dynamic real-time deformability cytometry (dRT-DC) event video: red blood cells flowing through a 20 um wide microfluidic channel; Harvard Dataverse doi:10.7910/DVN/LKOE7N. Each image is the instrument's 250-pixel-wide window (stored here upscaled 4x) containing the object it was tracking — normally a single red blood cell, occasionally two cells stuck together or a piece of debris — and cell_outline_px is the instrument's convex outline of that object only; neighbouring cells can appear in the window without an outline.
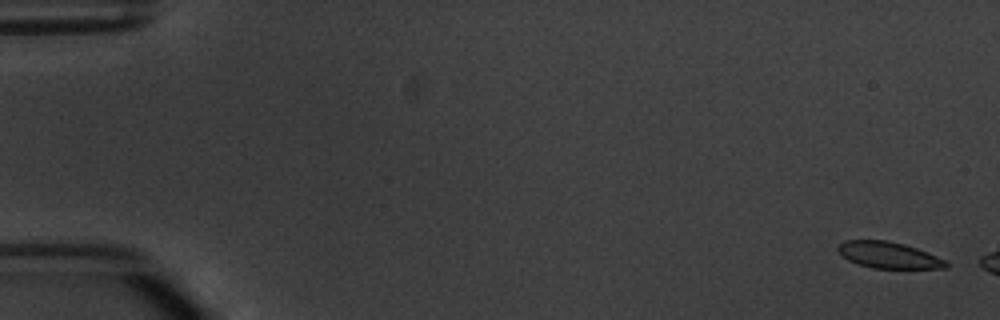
{"species": "common noctule bat (a hibernating species)", "species_latin": "Nyctalus noctula", "temperature_condition": "warm", "stored_images_in_passage": 4, "camera_frame_rate_fps": 3000, "um_per_image_px": 0.085, "animal": {"sex": "male", "body_mass_g": 20.1, "forearm_length_mm": 53.5}, "frame": {"image": 1, "passage_image": 1, "time_ms": 0.0, "image_size_px": [1000, 320], "cell_outline_px": [[948, 268], [872, 268], [848, 260], [836, 248], [844, 240], [888, 240], [904, 244], [916, 248], [936, 256], [944, 260], [948, 264]], "centroid_in_image_um": [75.52, 21.67], "position_along_channel_um": 9.5, "area_um2": 16.36}}